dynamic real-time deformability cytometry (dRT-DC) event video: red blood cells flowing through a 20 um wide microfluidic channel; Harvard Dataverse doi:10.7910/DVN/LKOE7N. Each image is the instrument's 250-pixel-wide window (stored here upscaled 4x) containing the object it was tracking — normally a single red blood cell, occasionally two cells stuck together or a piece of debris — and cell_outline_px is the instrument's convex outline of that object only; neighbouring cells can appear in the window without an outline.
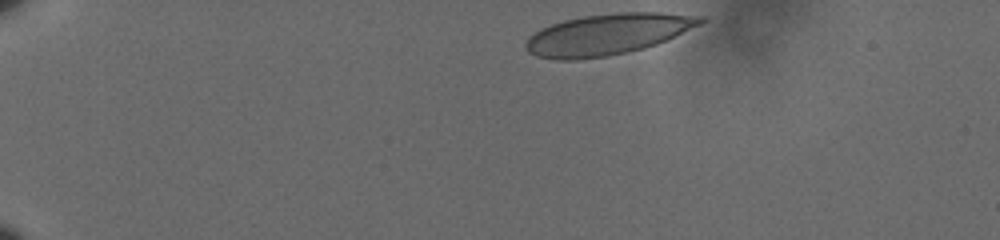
{"species": "human", "species_latin": "Homo sapiens", "temperature_condition": "cold", "stored_images_in_passage": 42, "camera_frame_rate_fps": 3000, "um_per_image_px": 0.085, "donor": {"sex": "male"}, "frame": {"image": 1, "passage_image": 1, "time_ms": 0.0, "image_size_px": [1000, 240], "cell_outline_px": [[708, 20], [700, 24], [656, 44], [644, 48], [628, 52], [608, 56], [576, 60], [556, 60], [536, 56], [528, 52], [524, 48], [524, 44], [528, 36], [540, 28], [564, 20], [584, 16], [620, 12], [660, 12], [704, 16]], "centroid_in_image_um": [51.6, 2.92], "position_along_channel_um": 33.4, "area_um2": 41.91}}
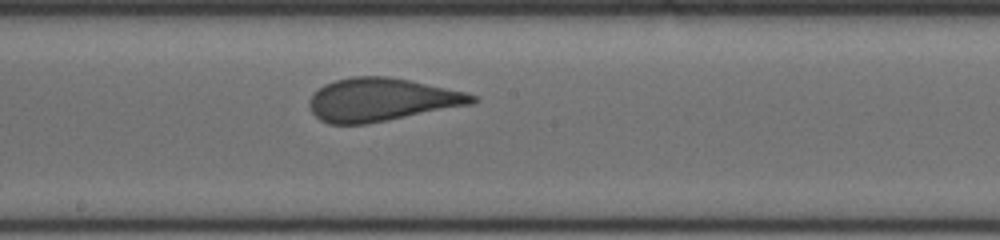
{"frame": {"image": 2, "passage_image": 24, "time_ms": 7.667, "image_size_px": [1000, 240], "cell_outline_px": [[480, 100], [472, 104], [364, 124], [328, 124], [320, 120], [312, 112], [308, 104], [308, 100], [324, 84], [336, 80], [352, 76], [388, 76], [412, 80], [464, 92], [480, 96]], "centroid_in_image_um": [32.43, 8.46], "position_along_channel_um": 215.8, "area_um2": 40.75}}
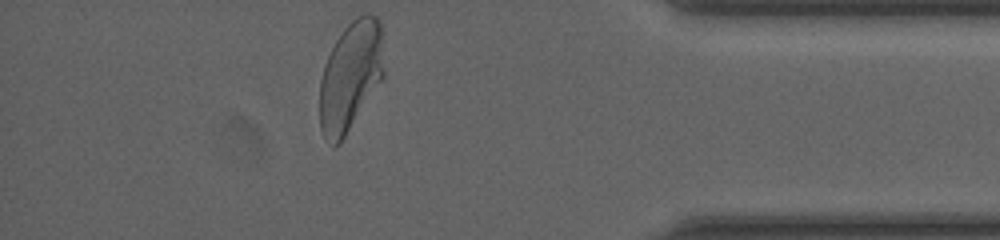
{"frame": {"image": 3, "passage_image": 42, "time_ms": 13.667, "image_size_px": [1000, 240], "cell_outline_px": [[384, 76], [340, 144], [332, 148], [324, 140], [320, 132], [320, 80], [324, 64], [336, 40], [344, 28], [356, 16], [364, 12], [372, 12], [380, 20], [384, 68]], "centroid_in_image_um": [29.78, 6.49], "position_along_channel_um": 405.4, "area_um2": 41.5}, "authors_computed_cell_mechanics": {"area_um2": 41.2403, "velocity_mm_per_s": 3.5817, "shape_relaxation_time_tau1_ms": 7.8199, "shape_relaxation_time_tau2_ms": null, "deformation_change_tau1": 0.207, "deformation_change_tau2": null}}